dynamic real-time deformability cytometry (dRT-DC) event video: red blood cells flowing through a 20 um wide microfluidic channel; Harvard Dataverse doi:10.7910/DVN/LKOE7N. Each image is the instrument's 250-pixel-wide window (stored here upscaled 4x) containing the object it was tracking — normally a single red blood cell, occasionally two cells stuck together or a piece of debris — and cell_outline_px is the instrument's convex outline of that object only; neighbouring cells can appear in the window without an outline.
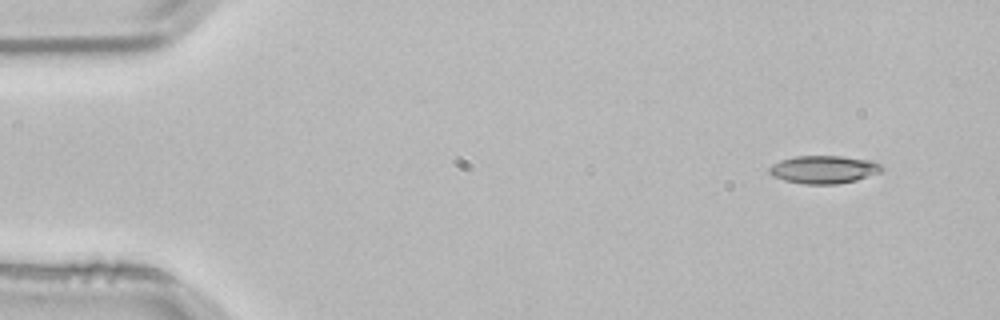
{"species": "common noctule bat (a hibernating species)", "species_latin": "Nyctalus noctula", "temperature_condition": "room temperature", "stored_images_in_passage": 3, "segment_of_instrument_passage": [2, 2], "camera_frame_rate_fps": 3000, "um_per_image_px": 0.085, "animal": {"sex": "male", "body_mass_g": 21.5, "forearm_length_mm": 52.0}, "frame": {"image": 1, "passage_image": 3, "time_ms": 0.667, "image_size_px": [1000, 320], "cell_outline_px": [[884, 168], [880, 172], [856, 180], [836, 184], [804, 184], [784, 180], [772, 176], [768, 172], [768, 168], [772, 164], [780, 160], [796, 156], [840, 156], [872, 160], [880, 164]], "centroid_in_image_um": [70.0, 14.4], "position_along_channel_um": 15.0, "area_um2": 18.32}}